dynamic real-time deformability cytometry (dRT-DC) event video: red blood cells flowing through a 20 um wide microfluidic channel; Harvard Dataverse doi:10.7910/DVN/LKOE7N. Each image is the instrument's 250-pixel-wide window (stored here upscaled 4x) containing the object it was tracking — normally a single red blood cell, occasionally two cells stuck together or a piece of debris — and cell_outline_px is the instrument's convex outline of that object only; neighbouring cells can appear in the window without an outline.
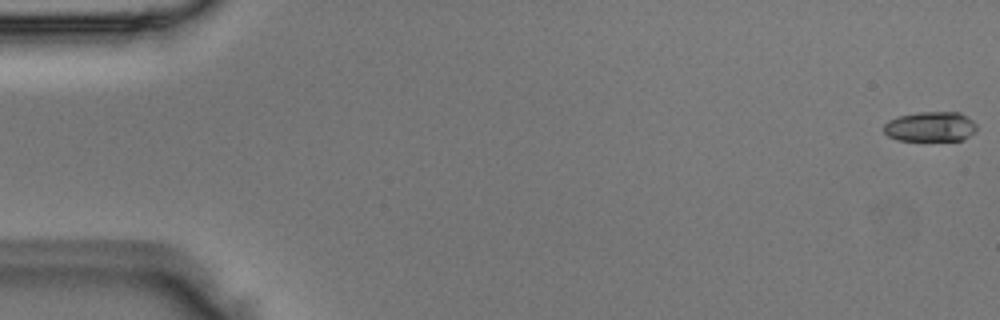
{"species": "Egyptian fruit bat (a non-hibernating species)", "species_latin": "Rousettus aegyptiacus", "temperature_condition": "room temperature", "stored_images_in_passage": 9, "camera_frame_rate_fps": 3000, "um_per_image_px": 0.085, "animal": {"sex": "male"}, "frame": {"image": 1, "passage_image": 1, "time_ms": 0.0, "image_size_px": [1000, 320], "cell_outline_px": [[976, 128], [964, 140], [896, 140], [888, 136], [884, 132], [884, 124], [888, 120], [896, 116], [916, 112], [960, 112], [972, 120], [976, 124]], "centroid_in_image_um": [79.04, 10.75], "position_along_channel_um": 6.0, "area_um2": 16.24}}